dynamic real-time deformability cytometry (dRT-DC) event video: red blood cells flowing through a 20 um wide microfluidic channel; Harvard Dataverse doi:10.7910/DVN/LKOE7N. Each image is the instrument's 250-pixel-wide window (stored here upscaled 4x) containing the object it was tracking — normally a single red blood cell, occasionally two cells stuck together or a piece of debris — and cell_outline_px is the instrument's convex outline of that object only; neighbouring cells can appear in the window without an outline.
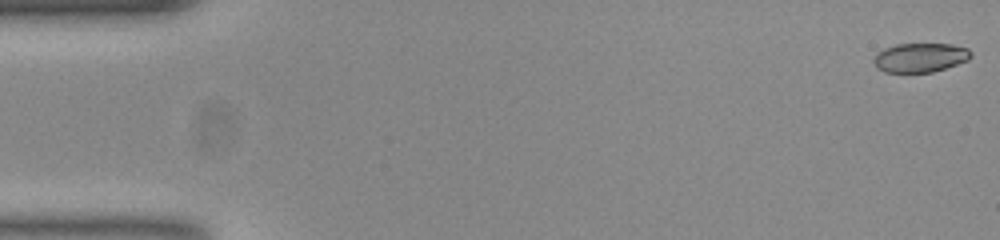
{"species": "common noctule bat (a hibernating species)", "species_latin": "Nyctalus noctula", "temperature_condition": "room temperature", "stored_images_in_passage": 54, "camera_frame_rate_fps": 3000, "um_per_image_px": 0.085, "animal": {"sex": "female", "body_mass_g": 23.0, "forearm_length_mm": 53.4}, "frame": {"image": 1, "passage_image": 1, "time_ms": 0.0, "image_size_px": [1000, 240], "cell_outline_px": [[972, 56], [968, 60], [932, 72], [884, 72], [876, 68], [872, 60], [876, 52], [884, 48], [896, 44], [952, 44], [968, 48], [972, 52]], "centroid_in_image_um": [78.18, 4.89], "position_along_channel_um": 6.8, "area_um2": 16.65}}
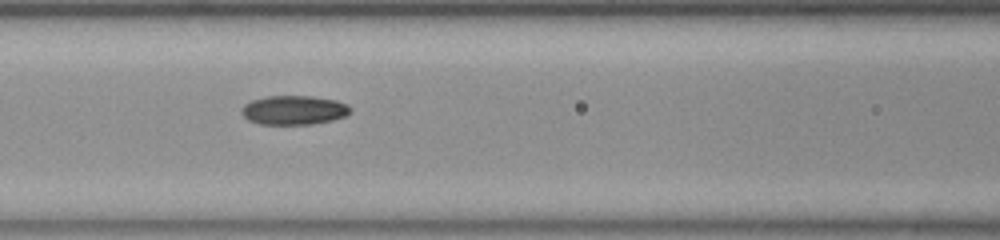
{"frame": {"image": 2, "passage_image": 23, "time_ms": 7.333, "image_size_px": [1000, 240], "cell_outline_px": [[352, 112], [344, 116], [332, 120], [312, 124], [260, 124], [248, 120], [240, 112], [240, 108], [244, 104], [252, 100], [268, 96], [312, 96], [336, 100], [348, 104], [352, 108]], "centroid_in_image_um": [24.98, 9.35], "position_along_channel_um": 141.6, "area_um2": 18.61}}
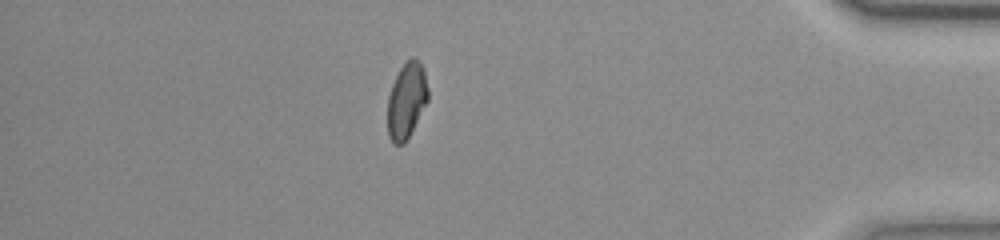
{"frame": {"image": 3, "passage_image": 47, "time_ms": 15.333, "image_size_px": [1000, 240], "cell_outline_px": [[428, 100], [404, 144], [392, 144], [388, 136], [388, 96], [392, 84], [400, 68], [412, 56], [416, 56], [420, 60], [424, 68], [428, 88]], "centroid_in_image_um": [34.56, 8.51], "position_along_channel_um": 400.6, "area_um2": 17.92}, "authors_computed_cell_mechanics": {"area_um2": 18.1492, "velocity_mm_per_s": 3.787, "shape_relaxation_time_tau1_ms": null, "shape_relaxation_time_tau2_ms": 3.1624, "deformation_change_tau1": null, "deformation_change_tau2": 0.0663}}